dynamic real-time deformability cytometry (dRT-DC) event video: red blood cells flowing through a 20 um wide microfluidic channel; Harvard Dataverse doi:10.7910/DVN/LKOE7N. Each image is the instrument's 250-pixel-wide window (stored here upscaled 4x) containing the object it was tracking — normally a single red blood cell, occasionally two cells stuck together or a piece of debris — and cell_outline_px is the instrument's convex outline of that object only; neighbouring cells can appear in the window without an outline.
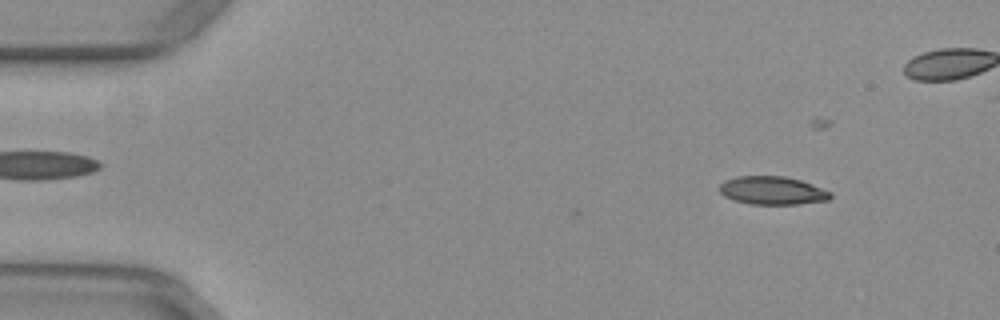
{"species": "common noctule bat (a hibernating species)", "species_latin": "Nyctalus noctula", "temperature_condition": "warm", "stored_images_in_passage": 6, "camera_frame_rate_fps": 3000, "um_per_image_px": 0.085, "animal": {"sex": "female", "body_mass_g": 29.2, "forearm_length_mm": 56.3}, "frame": {"image": 1, "passage_image": 6, "time_ms": 1.667, "image_size_px": [1000, 320], "cell_outline_px": [[832, 196], [828, 200], [800, 204], [748, 204], [732, 200], [724, 196], [720, 192], [720, 184], [724, 180], [736, 176], [784, 176], [800, 180], [812, 184], [832, 192]], "centroid_in_image_um": [65.64, 16.2], "position_along_channel_um": 19.4, "area_um2": 18.38}}